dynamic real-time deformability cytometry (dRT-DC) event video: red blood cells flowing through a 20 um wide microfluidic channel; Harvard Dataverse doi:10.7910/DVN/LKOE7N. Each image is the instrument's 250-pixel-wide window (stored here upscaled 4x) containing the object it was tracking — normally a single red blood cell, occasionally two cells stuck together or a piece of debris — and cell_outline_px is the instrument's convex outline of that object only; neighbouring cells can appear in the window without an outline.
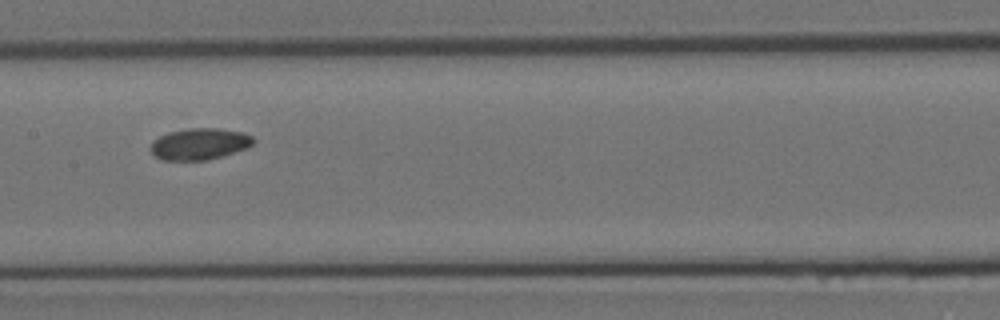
{"species": "Egyptian fruit bat (a non-hibernating species)", "species_latin": "Rousettus aegyptiacus", "temperature_condition": "room temperature", "stored_images_in_passage": 13, "camera_frame_rate_fps": 3000, "um_per_image_px": 0.085, "animal": {"sex": "female"}, "frame": {"image": 1, "passage_image": 10, "time_ms": 3.0, "image_size_px": [1000, 320], "cell_outline_px": [[252, 144], [248, 148], [220, 156], [204, 160], [160, 160], [152, 152], [152, 144], [160, 136], [168, 132], [192, 128], [216, 128], [240, 132], [252, 136]], "centroid_in_image_um": [16.96, 12.24], "position_along_channel_um": 190.4, "area_um2": 18.38}}
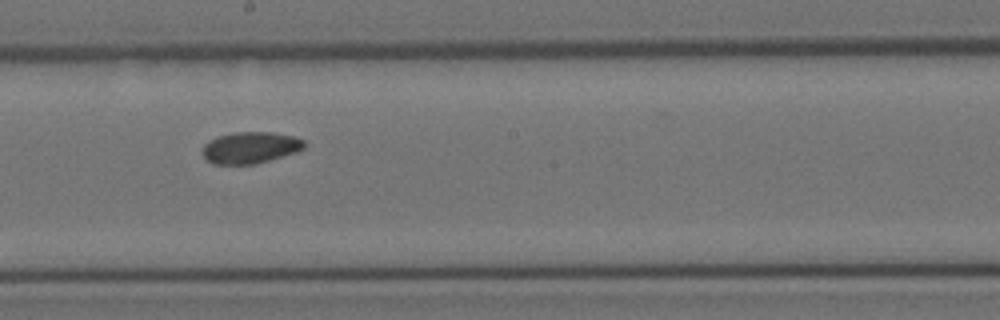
{"frame": {"image": 2, "passage_image": 11, "time_ms": 3.333, "image_size_px": [1000, 320], "cell_outline_px": [[304, 148], [296, 152], [256, 164], [212, 164], [204, 156], [204, 144], [208, 140], [216, 136], [232, 132], [272, 132], [296, 136], [304, 140]], "centroid_in_image_um": [21.28, 12.53], "position_along_channel_um": 226.9, "area_um2": 18.79}}